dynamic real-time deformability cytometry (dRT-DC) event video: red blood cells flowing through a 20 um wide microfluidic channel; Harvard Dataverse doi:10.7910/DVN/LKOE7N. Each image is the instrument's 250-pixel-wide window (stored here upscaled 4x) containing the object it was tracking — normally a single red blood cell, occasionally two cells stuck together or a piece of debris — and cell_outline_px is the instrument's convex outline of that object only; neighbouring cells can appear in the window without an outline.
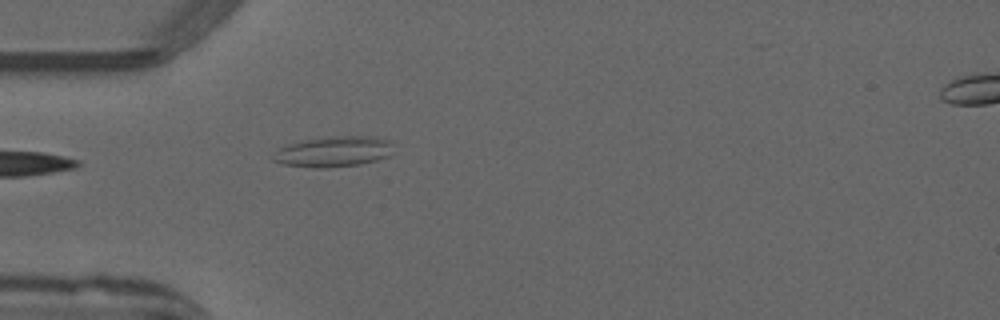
{"species": "common noctule bat (a hibernating species)", "species_latin": "Nyctalus noctula", "temperature_condition": "warm", "stored_images_in_passage": 34, "camera_frame_rate_fps": 3000, "um_per_image_px": 0.085, "animal": {"sex": "male", "forearm_length_mm": 52.5}, "frame": {"image": 1, "passage_image": 1, "time_ms": 0.0, "image_size_px": [1000, 320], "cell_outline_px": [[392, 144], [388, 156], [376, 160], [360, 164], [328, 168], [312, 168], [284, 164], [272, 160], [276, 152], [280, 148], [300, 140], [336, 136], [376, 136], [392, 140]], "centroid_in_image_um": [28.38, 12.88], "position_along_channel_um": 56.6, "area_um2": 21.39}}